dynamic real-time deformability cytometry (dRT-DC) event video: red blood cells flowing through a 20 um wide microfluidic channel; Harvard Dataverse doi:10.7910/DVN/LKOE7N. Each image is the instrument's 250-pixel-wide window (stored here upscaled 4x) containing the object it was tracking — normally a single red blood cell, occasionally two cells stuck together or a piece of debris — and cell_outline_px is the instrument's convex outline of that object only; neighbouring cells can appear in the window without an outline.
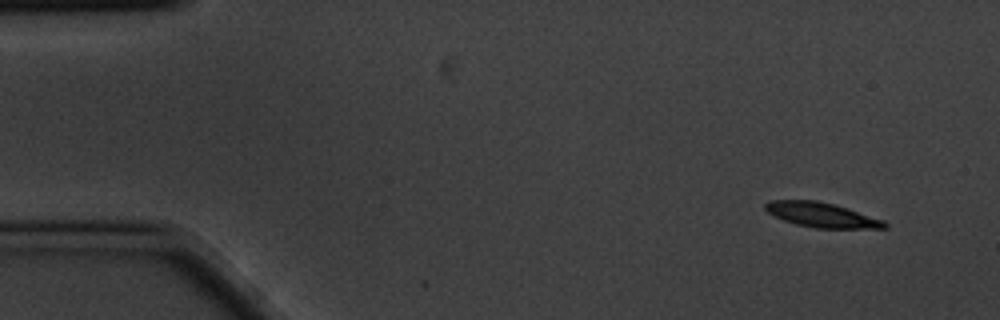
{"species": "common noctule bat (a hibernating species)", "species_latin": "Nyctalus noctula", "temperature_condition": "cold", "stored_images_in_passage": 10, "camera_frame_rate_fps": 3000, "um_per_image_px": 0.085, "animal": {"sex": "male", "body_mass_g": 20.1, "forearm_length_mm": 53.5}, "frame": {"image": 1, "passage_image": 1, "time_ms": 0.0, "image_size_px": [1000, 320], "cell_outline_px": [[888, 228], [816, 228], [796, 224], [784, 220], [768, 212], [764, 208], [764, 204], [768, 200], [816, 200], [848, 208], [884, 220], [888, 224]], "centroid_in_image_um": [69.85, 18.26], "position_along_channel_um": 15.2, "area_um2": 17.11}}
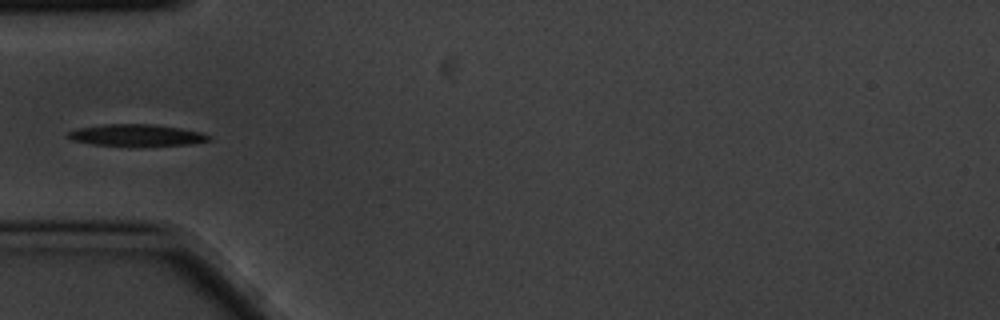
{"frame": {"image": 2, "passage_image": 5, "time_ms": 1.333, "image_size_px": [1000, 320], "cell_outline_px": [[212, 140], [192, 144], [140, 148], [136, 148], [92, 144], [72, 140], [64, 136], [68, 132], [80, 128], [104, 124], [156, 124], [180, 128], [200, 132], [212, 136]], "centroid_in_image_um": [11.64, 11.53], "position_along_channel_um": 73.4, "area_um2": 18.73}}
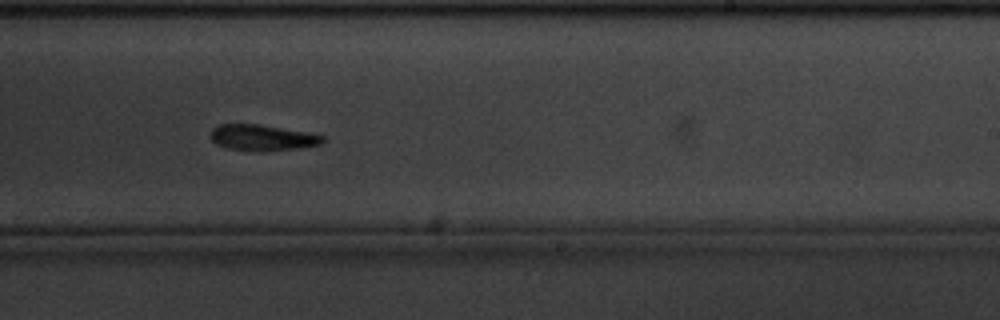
{"frame": {"image": 3, "passage_image": 10, "time_ms": 3.0, "image_size_px": [1000, 320], "cell_outline_px": [[324, 140], [320, 144], [296, 148], [228, 148], [216, 144], [212, 140], [212, 128], [216, 124], [260, 124], [304, 132], [324, 136]], "centroid_in_image_um": [22.25, 11.63], "position_along_channel_um": 266.7, "area_um2": 15.78}}